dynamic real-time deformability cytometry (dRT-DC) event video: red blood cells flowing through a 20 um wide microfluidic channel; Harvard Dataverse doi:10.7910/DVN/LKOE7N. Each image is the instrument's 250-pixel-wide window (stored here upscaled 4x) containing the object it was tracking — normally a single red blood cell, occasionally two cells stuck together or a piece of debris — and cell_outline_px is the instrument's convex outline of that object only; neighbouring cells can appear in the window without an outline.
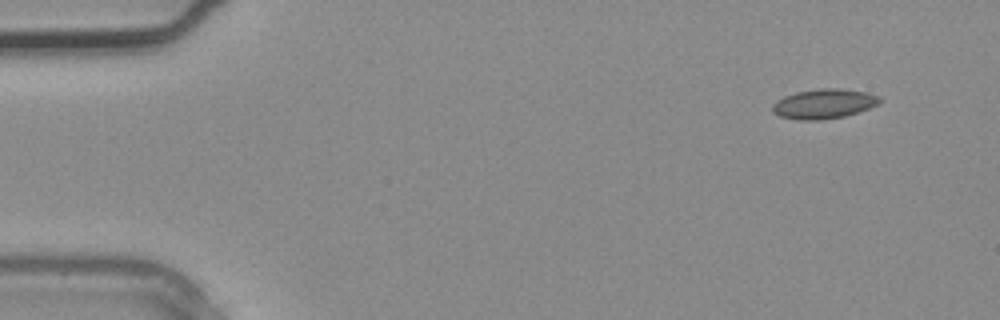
{"species": "common noctule bat (a hibernating species)", "species_latin": "Nyctalus noctula", "temperature_condition": "warm", "stored_images_in_passage": 3, "camera_frame_rate_fps": 3000, "um_per_image_px": 0.085, "animal": {"sex": "male", "body_mass_g": 20.4}, "frame": {"image": 1, "passage_image": 1, "time_ms": 0.0, "image_size_px": [1000, 320], "cell_outline_px": [[880, 100], [876, 104], [868, 108], [844, 116], [820, 120], [800, 120], [780, 116], [772, 112], [772, 104], [776, 100], [784, 96], [796, 92], [820, 88], [840, 88], [868, 92], [880, 96]], "centroid_in_image_um": [69.99, 8.81], "position_along_channel_um": 15.0, "area_um2": 18.5}}
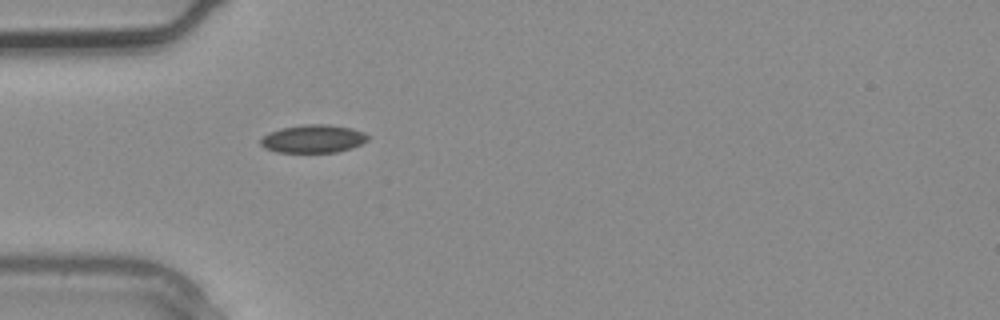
{"frame": {"image": 2, "passage_image": 3, "time_ms": 0.667, "image_size_px": [1000, 320], "cell_outline_px": [[368, 140], [352, 148], [336, 152], [276, 152], [264, 148], [260, 144], [260, 140], [268, 132], [280, 128], [304, 124], [328, 124], [352, 128], [364, 132], [368, 136]], "centroid_in_image_um": [26.6, 11.79], "position_along_channel_um": 58.4, "area_um2": 17.63}}